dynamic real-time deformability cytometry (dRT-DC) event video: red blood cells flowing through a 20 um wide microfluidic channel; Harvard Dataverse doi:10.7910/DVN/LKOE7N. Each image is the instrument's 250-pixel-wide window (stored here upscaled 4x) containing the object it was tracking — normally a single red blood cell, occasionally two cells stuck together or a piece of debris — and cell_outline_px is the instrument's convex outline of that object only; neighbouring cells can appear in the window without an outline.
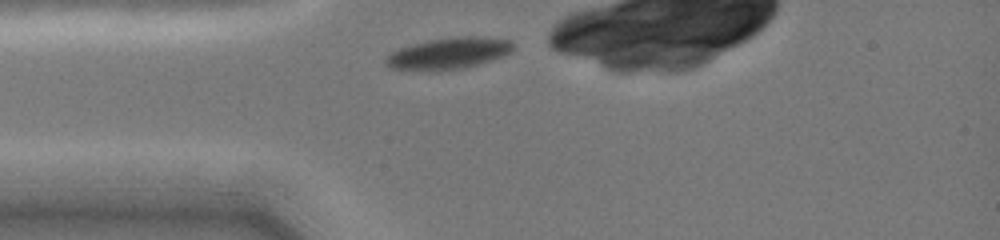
{"species": "common noctule bat (a hibernating species)", "species_latin": "Nyctalus noctula", "temperature_condition": "cold", "stored_images_in_passage": 2, "camera_frame_rate_fps": 3000, "um_per_image_px": 0.085, "animal": {"sex": "female", "body_mass_g": 19.0, "forearm_length_mm": 51.5}, "frame": {"image": 1, "passage_image": 1, "time_ms": 0.0, "image_size_px": [1000, 240], "cell_outline_px": [[512, 48], [508, 52], [492, 60], [464, 68], [392, 68], [384, 64], [384, 60], [392, 52], [400, 48], [412, 44], [428, 40], [460, 36], [476, 36], [512, 40]], "centroid_in_image_um": [38.15, 4.49], "position_along_channel_um": 46.8, "area_um2": 22.25}}